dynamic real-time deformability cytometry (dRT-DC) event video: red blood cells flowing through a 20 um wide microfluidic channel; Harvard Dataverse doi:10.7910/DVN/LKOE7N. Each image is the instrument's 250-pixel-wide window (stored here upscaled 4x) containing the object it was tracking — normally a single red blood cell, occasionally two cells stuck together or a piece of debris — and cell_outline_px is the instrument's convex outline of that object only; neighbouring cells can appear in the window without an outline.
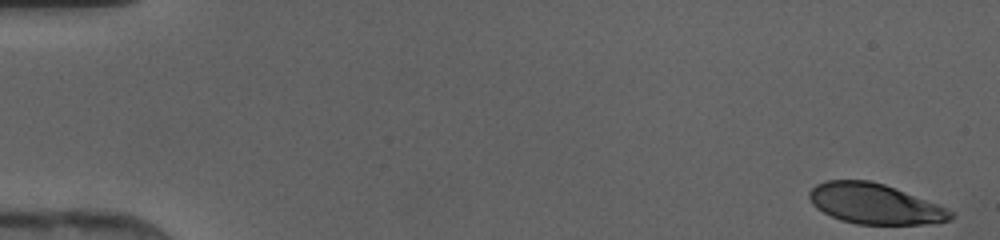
{"species": "human", "species_latin": "Homo sapiens", "temperature_condition": "cold", "stored_images_in_passage": 46, "camera_frame_rate_fps": 3000, "um_per_image_px": 0.085, "donor": {"sex": "female"}, "frame": {"image": 1, "passage_image": 1, "time_ms": 0.0, "image_size_px": [1000, 240], "cell_outline_px": [[956, 216], [952, 220], [936, 224], [856, 224], [840, 220], [816, 208], [812, 204], [808, 196], [808, 192], [816, 184], [824, 180], [868, 180], [884, 184], [896, 188], [940, 204], [948, 208]], "centroid_in_image_um": [74.4, 17.33], "position_along_channel_um": 10.6, "area_um2": 33.7}}
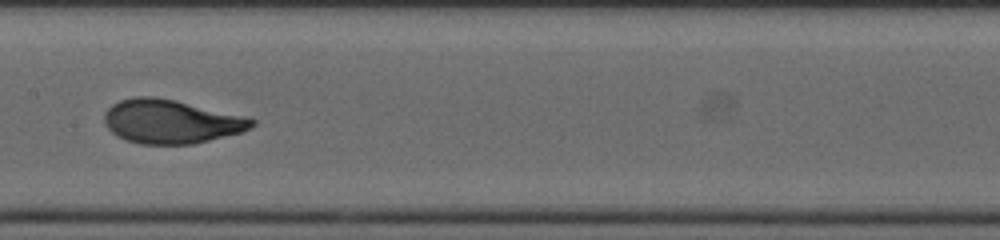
{"frame": {"image": 2, "passage_image": 24, "time_ms": 7.667, "image_size_px": [1000, 240], "cell_outline_px": [[256, 124], [252, 128], [244, 132], [192, 144], [140, 144], [116, 136], [104, 124], [104, 112], [112, 104], [120, 100], [136, 96], [156, 96], [176, 100], [248, 116], [256, 120]], "centroid_in_image_um": [14.57, 10.32], "position_along_channel_um": 192.8, "area_um2": 38.15}}
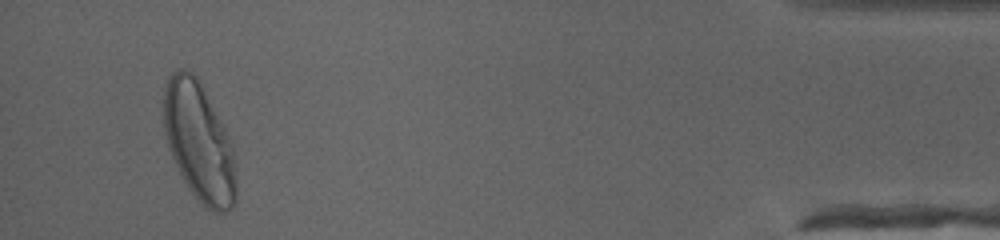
{"frame": {"image": 3, "passage_image": 44, "time_ms": 14.333, "image_size_px": [1000, 240], "cell_outline_px": [[236, 200], [232, 208], [224, 212], [212, 212], [188, 188], [168, 148], [164, 132], [164, 88], [168, 76], [172, 72], [180, 68], [184, 68], [192, 72], [200, 80], [228, 132], [232, 140], [236, 180]], "centroid_in_image_um": [16.93, 12.02], "position_along_channel_um": 418.3, "area_um2": 50.46}}